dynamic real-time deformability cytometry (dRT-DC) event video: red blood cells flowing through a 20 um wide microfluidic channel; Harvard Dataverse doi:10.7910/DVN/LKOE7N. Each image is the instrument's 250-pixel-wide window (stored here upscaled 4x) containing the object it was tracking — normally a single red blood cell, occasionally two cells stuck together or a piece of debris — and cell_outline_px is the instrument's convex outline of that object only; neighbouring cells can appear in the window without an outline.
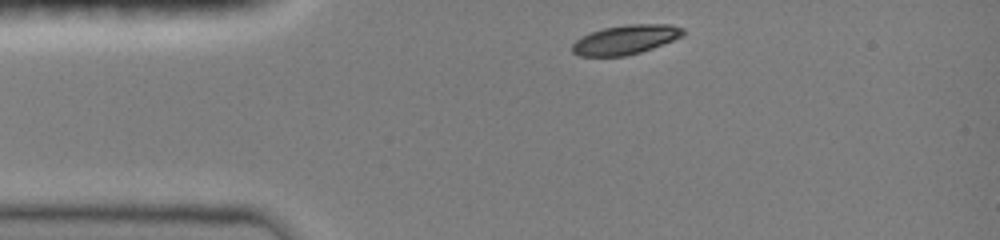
{"species": "common noctule bat (a hibernating species)", "species_latin": "Nyctalus noctula", "temperature_condition": "room temperature", "stored_images_in_passage": 5, "camera_frame_rate_fps": 3000, "um_per_image_px": 0.085, "animal": {"sex": "female", "body_mass_g": 19.0, "forearm_length_mm": 51.5}, "frame": {"image": 1, "passage_image": 1, "time_ms": 0.0, "image_size_px": [1000, 240], "cell_outline_px": [[684, 36], [652, 48], [640, 52], [624, 56], [580, 56], [572, 52], [572, 44], [580, 36], [604, 28], [628, 24], [668, 24], [684, 28]], "centroid_in_image_um": [53.17, 3.37], "position_along_channel_um": 31.8, "area_um2": 18.9}}